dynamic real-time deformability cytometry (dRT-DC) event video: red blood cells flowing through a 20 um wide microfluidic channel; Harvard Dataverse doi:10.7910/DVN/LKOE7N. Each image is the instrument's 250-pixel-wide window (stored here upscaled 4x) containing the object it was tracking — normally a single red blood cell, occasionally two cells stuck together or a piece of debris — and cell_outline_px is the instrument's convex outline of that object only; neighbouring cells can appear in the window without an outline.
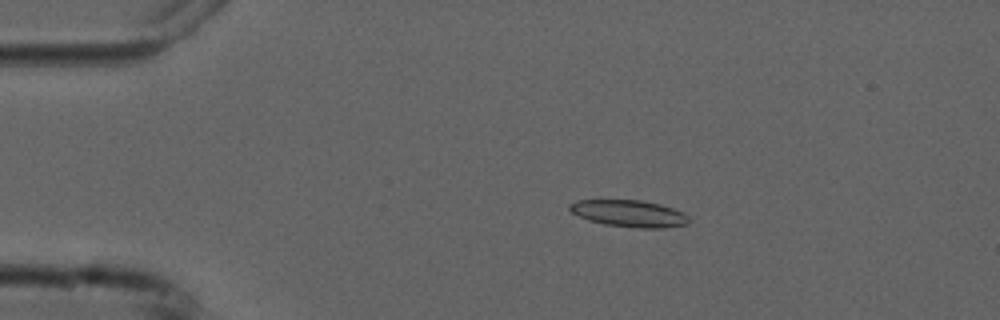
{"species": "common noctule bat (a hibernating species)", "species_latin": "Nyctalus noctula", "temperature_condition": "cold", "stored_images_in_passage": 6, "camera_frame_rate_fps": 3000, "um_per_image_px": 0.085, "animal": {"sex": "male", "forearm_length_mm": 52.5}, "frame": {"image": 1, "passage_image": 3, "time_ms": 2.333, "image_size_px": [1000, 320], "cell_outline_px": [[688, 224], [664, 228], [640, 228], [604, 224], [588, 220], [572, 212], [568, 208], [568, 204], [576, 200], [640, 200], [660, 204], [684, 212], [688, 216]], "centroid_in_image_um": [53.48, 18.14], "position_along_channel_um": 31.5, "area_um2": 18.61}}
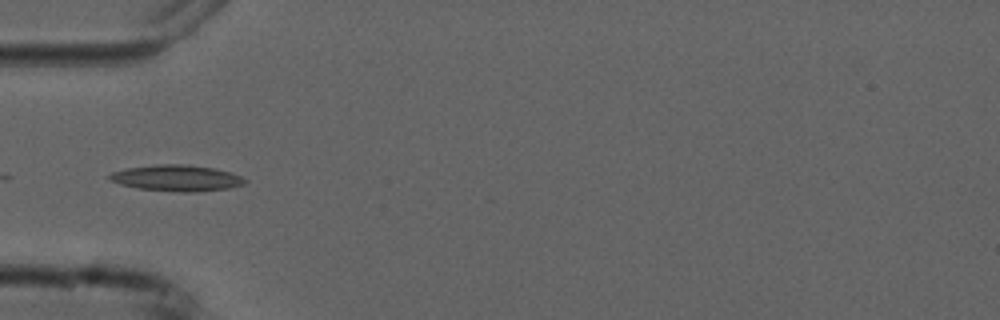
{"frame": {"image": 2, "passage_image": 5, "time_ms": 4.667, "image_size_px": [1000, 320], "cell_outline_px": [[248, 180], [244, 184], [228, 188], [192, 192], [184, 192], [136, 188], [120, 184], [108, 180], [108, 176], [112, 172], [128, 168], [156, 164], [184, 164], [216, 168], [232, 172]], "centroid_in_image_um": [15.02, 15.12], "position_along_channel_um": 70.0, "area_um2": 20.63}}
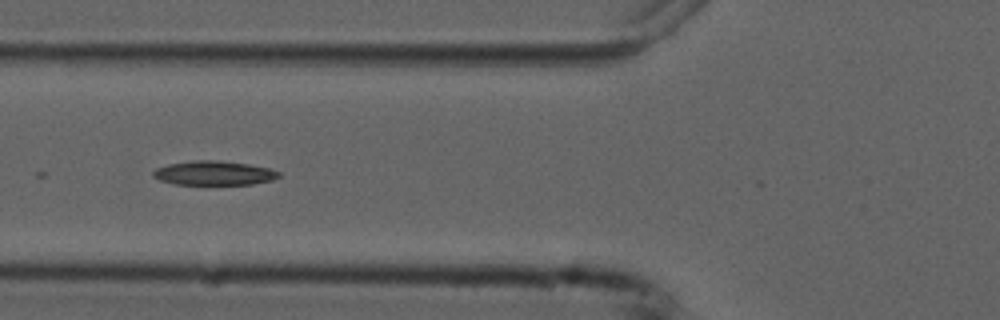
{"frame": {"image": 3, "passage_image": 6, "time_ms": 5.667, "image_size_px": [1000, 320], "cell_outline_px": [[280, 176], [272, 180], [252, 184], [172, 184], [160, 180], [152, 176], [152, 172], [156, 168], [168, 164], [196, 160], [216, 160], [248, 164], [268, 168], [280, 172]], "centroid_in_image_um": [18.16, 14.71], "position_along_channel_um": 107.6, "area_um2": 17.63}}